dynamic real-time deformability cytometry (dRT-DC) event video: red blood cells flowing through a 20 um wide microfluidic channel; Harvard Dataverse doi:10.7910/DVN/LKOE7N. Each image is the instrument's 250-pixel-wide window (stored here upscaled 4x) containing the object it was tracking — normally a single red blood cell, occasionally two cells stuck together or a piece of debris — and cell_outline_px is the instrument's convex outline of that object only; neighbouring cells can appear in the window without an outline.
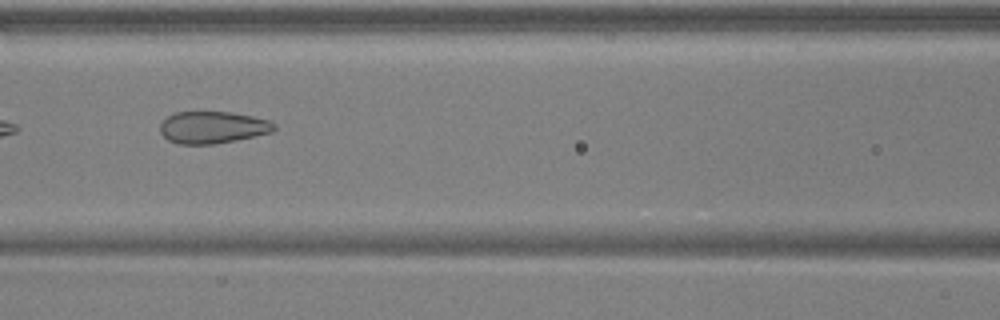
{"species": "common noctule bat (a hibernating species)", "species_latin": "Nyctalus noctula", "temperature_condition": "warm", "stored_images_in_passage": 8, "camera_frame_rate_fps": 3000, "um_per_image_px": 0.085, "animal": {"sex": "male", "body_mass_g": 17.9, "forearm_length_mm": 54.2}, "frame": {"image": 1, "passage_image": 6, "time_ms": 1.667, "image_size_px": [1000, 320], "cell_outline_px": [[276, 128], [272, 132], [236, 140], [212, 144], [180, 144], [168, 140], [160, 132], [160, 124], [168, 116], [176, 112], [232, 112], [252, 116], [268, 120], [276, 124]], "centroid_in_image_um": [18.08, 10.82], "position_along_channel_um": 148.5, "area_um2": 21.21}}
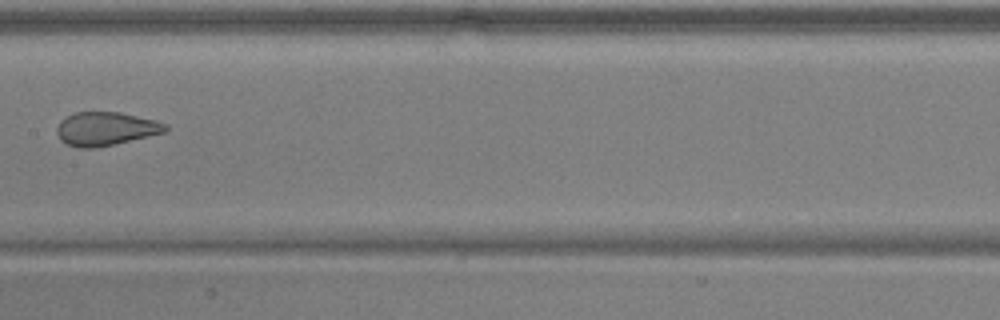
{"frame": {"image": 2, "passage_image": 7, "time_ms": 2.0, "image_size_px": [1000, 320], "cell_outline_px": [[168, 128], [164, 132], [148, 136], [96, 148], [76, 148], [60, 140], [56, 132], [56, 128], [60, 120], [76, 112], [120, 112], [156, 120], [168, 124]], "centroid_in_image_um": [8.97, 10.94], "position_along_channel_um": 198.4, "area_um2": 21.21}}
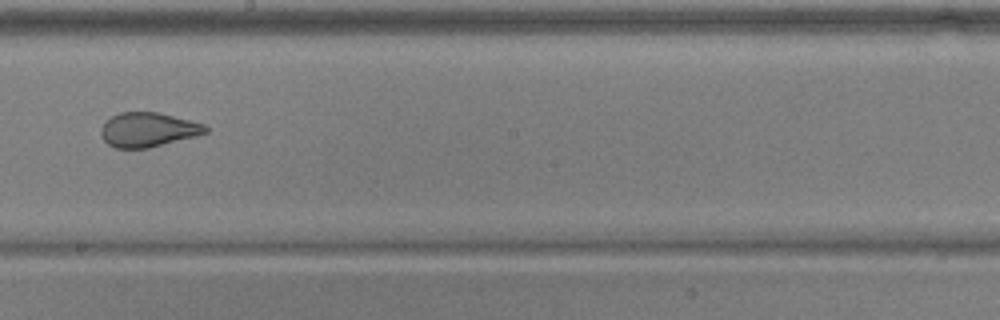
{"frame": {"image": 3, "passage_image": 8, "time_ms": 2.333, "image_size_px": [1000, 320], "cell_outline_px": [[208, 132], [196, 136], [148, 148], [116, 148], [108, 144], [104, 140], [100, 132], [100, 128], [104, 120], [120, 112], [160, 112], [204, 124], [208, 128]], "centroid_in_image_um": [12.56, 11.01], "position_along_channel_um": 235.6, "area_um2": 21.04}}